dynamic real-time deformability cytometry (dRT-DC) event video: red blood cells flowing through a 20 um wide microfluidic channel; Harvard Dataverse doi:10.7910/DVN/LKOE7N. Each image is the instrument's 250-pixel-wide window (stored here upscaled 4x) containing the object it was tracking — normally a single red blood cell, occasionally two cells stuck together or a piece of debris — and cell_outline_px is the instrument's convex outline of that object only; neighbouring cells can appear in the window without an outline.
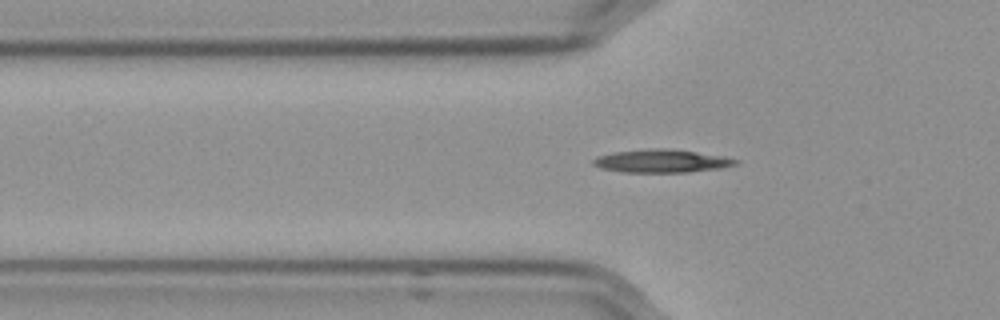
{"species": "Egyptian fruit bat (a non-hibernating species)", "species_latin": "Rousettus aegyptiacus", "temperature_condition": "cold", "stored_images_in_passage": 40, "camera_frame_rate_fps": 3000, "um_per_image_px": 0.085, "frame": {"image": 1, "passage_image": 8, "time_ms": 2.333, "image_size_px": [1000, 320], "cell_outline_px": [[740, 164], [724, 168], [688, 172], [624, 172], [600, 168], [592, 164], [592, 160], [596, 156], [616, 152], [652, 148], [668, 148], [724, 156], [740, 160]], "centroid_in_image_um": [56.29, 13.69], "position_along_channel_um": 69.5, "area_um2": 19.31}}
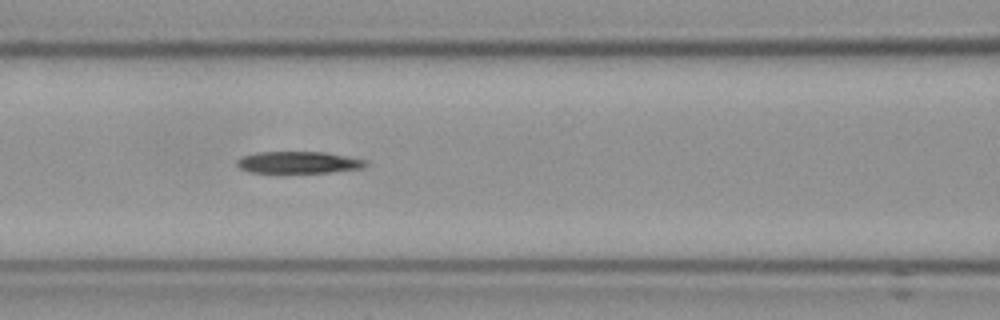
{"frame": {"image": 2, "passage_image": 14, "time_ms": 4.333, "image_size_px": [1000, 320], "cell_outline_px": [[368, 164], [360, 168], [328, 172], [248, 172], [240, 168], [236, 164], [236, 160], [240, 156], [256, 152], [324, 152], [368, 160]], "centroid_in_image_um": [25.32, 13.79], "position_along_channel_um": 141.3, "area_um2": 16.3}}
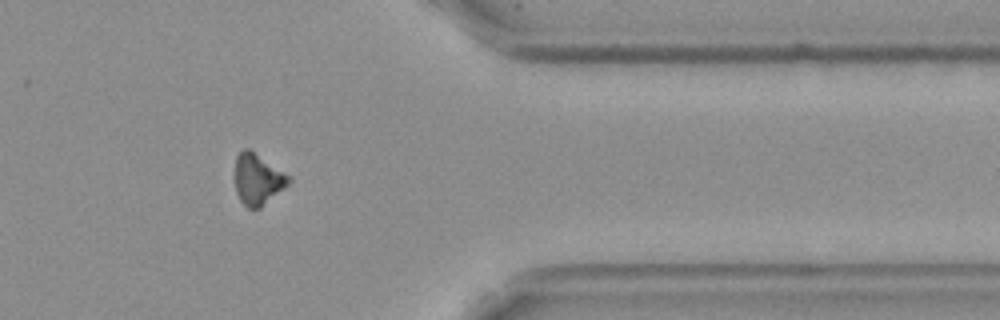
{"frame": {"image": 3, "passage_image": 36, "time_ms": 11.667, "image_size_px": [1000, 320], "cell_outline_px": [[292, 180], [284, 188], [260, 208], [248, 208], [240, 200], [236, 192], [236, 156], [244, 148], [248, 148], [288, 176]], "centroid_in_image_um": [21.89, 15.26], "position_along_channel_um": 389.5, "area_um2": 15.43}, "authors_computed_cell_mechanics": {"area_um2": 17.2822, "velocity_mm_per_s": 3.5805, "shape_relaxation_time_tau1_ms": 5.8808, "shape_relaxation_time_tau2_ms": null, "deformation_change_tau1": 0.184, "deformation_change_tau2": null}}